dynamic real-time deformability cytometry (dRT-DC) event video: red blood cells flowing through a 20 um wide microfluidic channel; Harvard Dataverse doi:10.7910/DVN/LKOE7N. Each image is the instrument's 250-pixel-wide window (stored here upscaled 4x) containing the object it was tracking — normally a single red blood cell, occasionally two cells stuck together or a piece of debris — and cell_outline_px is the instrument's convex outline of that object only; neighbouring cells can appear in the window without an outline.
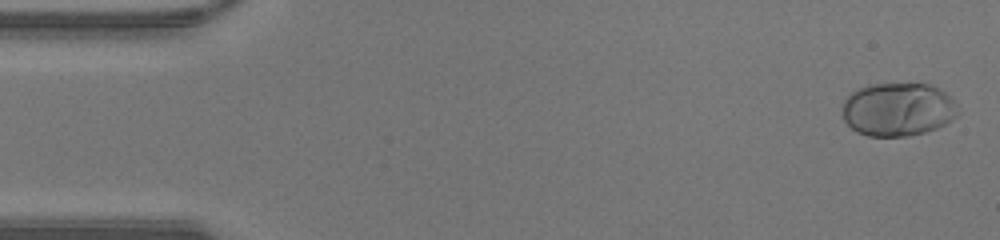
{"species": "human", "species_latin": "Homo sapiens", "temperature_condition": "warm", "stored_images_in_passage": 46, "camera_frame_rate_fps": 3000, "um_per_image_px": 0.085, "donor": {"sex": "male"}, "frame": {"image": 1, "passage_image": 1, "time_ms": 0.0, "image_size_px": [1000, 240], "cell_outline_px": [[960, 112], [952, 120], [936, 128], [924, 132], [908, 136], [868, 136], [856, 132], [844, 120], [844, 100], [856, 88], [868, 84], [928, 84], [940, 88], [952, 100]], "centroid_in_image_um": [76.32, 9.3], "position_along_channel_um": 8.7, "area_um2": 35.89}}
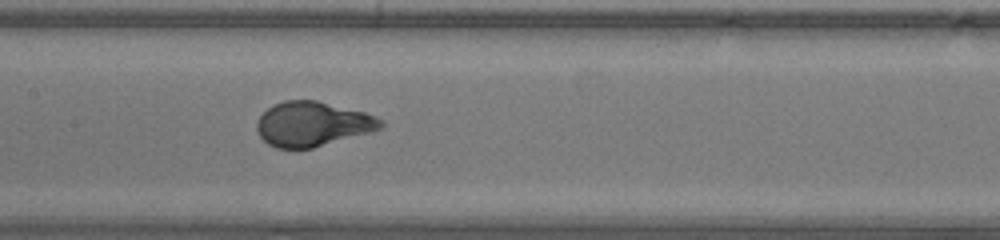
{"frame": {"image": 2, "passage_image": 22, "time_ms": 7.0, "image_size_px": [1000, 240], "cell_outline_px": [[384, 128], [372, 132], [312, 148], [276, 148], [268, 144], [260, 136], [256, 128], [256, 124], [260, 116], [272, 104], [284, 100], [316, 100], [364, 112], [376, 116], [384, 120]], "centroid_in_image_um": [26.59, 10.54], "position_along_channel_um": 180.8, "area_um2": 32.37}}
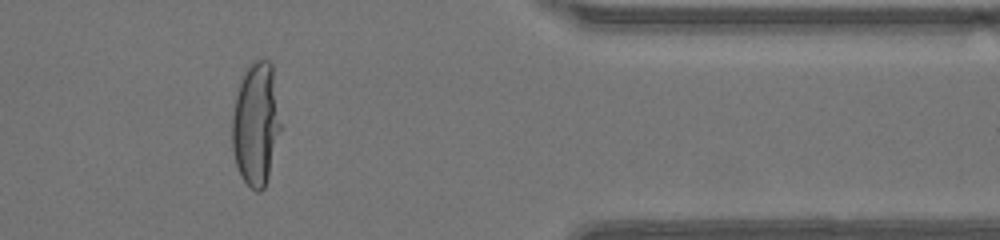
{"frame": {"image": 3, "passage_image": 38, "time_ms": 12.333, "image_size_px": [1000, 240], "cell_outline_px": [[280, 128], [268, 176], [264, 188], [260, 192], [256, 192], [244, 180], [236, 164], [232, 148], [232, 116], [236, 96], [244, 72], [252, 60], [260, 56], [268, 60], [272, 64], [280, 124]], "centroid_in_image_um": [21.74, 10.49], "position_along_channel_um": 389.7, "area_um2": 34.39}, "authors_computed_cell_mechanics": {"area_um2": 33.1194, "velocity_mm_per_s": 4.396, "shape_relaxation_time_tau1_ms": 3.1881, "shape_relaxation_time_tau2_ms": null, "deformation_change_tau1": 0.2333, "deformation_change_tau2": null}}